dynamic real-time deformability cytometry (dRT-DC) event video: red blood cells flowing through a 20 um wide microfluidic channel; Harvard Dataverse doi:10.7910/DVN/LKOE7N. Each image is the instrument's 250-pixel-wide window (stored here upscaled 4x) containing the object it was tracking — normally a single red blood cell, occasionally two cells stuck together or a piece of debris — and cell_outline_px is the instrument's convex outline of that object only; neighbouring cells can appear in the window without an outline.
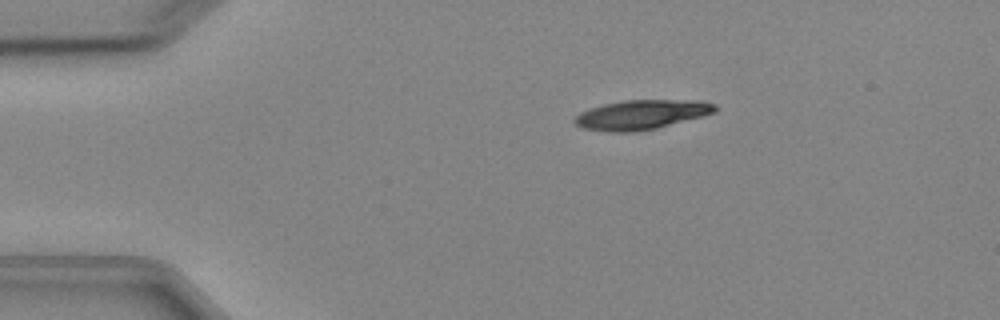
{"species": "Egyptian fruit bat (a non-hibernating species)", "species_latin": "Rousettus aegyptiacus", "temperature_condition": "cold", "stored_images_in_passage": 5, "camera_frame_rate_fps": 3000, "um_per_image_px": 0.085, "animal": {"sex": "female"}, "frame": {"image": 1, "passage_image": 3, "time_ms": 2.333, "image_size_px": [1000, 320], "cell_outline_px": [[720, 108], [716, 112], [704, 116], [656, 128], [636, 132], [608, 132], [584, 128], [576, 124], [572, 120], [580, 112], [588, 108], [604, 104], [624, 100], [700, 100], [716, 104]], "centroid_in_image_um": [54.56, 9.74], "position_along_channel_um": 30.4, "area_um2": 24.39}}